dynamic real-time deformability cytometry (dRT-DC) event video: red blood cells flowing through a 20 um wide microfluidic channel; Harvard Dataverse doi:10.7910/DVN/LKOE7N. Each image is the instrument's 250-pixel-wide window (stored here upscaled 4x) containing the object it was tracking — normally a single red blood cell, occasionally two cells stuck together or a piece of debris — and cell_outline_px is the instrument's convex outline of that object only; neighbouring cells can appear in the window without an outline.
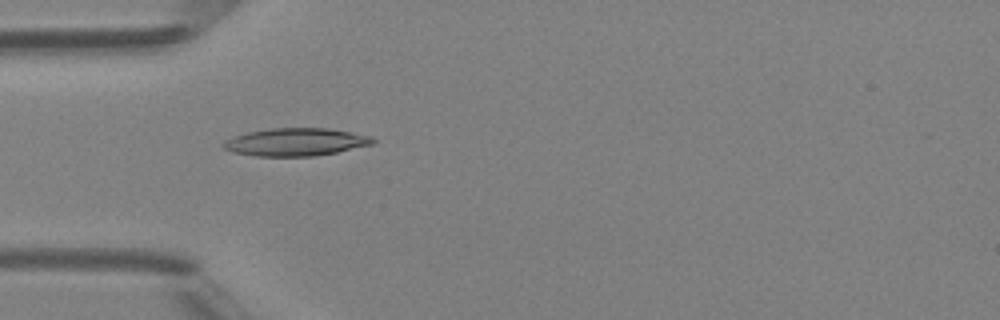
{"species": "Egyptian fruit bat (a non-hibernating species)", "species_latin": "Rousettus aegyptiacus", "temperature_condition": "room temperature", "stored_images_in_passage": 3, "camera_frame_rate_fps": 3000, "um_per_image_px": 0.085, "animal": {"sex": "female"}, "frame": {"image": 1, "passage_image": 3, "time_ms": 2.333, "image_size_px": [1000, 320], "cell_outline_px": [[376, 140], [372, 144], [336, 152], [312, 156], [256, 156], [232, 152], [224, 148], [220, 144], [224, 140], [248, 132], [272, 128], [328, 128], [352, 132], [372, 136]], "centroid_in_image_um": [25.13, 12.07], "position_along_channel_um": 59.9, "area_um2": 24.1}}